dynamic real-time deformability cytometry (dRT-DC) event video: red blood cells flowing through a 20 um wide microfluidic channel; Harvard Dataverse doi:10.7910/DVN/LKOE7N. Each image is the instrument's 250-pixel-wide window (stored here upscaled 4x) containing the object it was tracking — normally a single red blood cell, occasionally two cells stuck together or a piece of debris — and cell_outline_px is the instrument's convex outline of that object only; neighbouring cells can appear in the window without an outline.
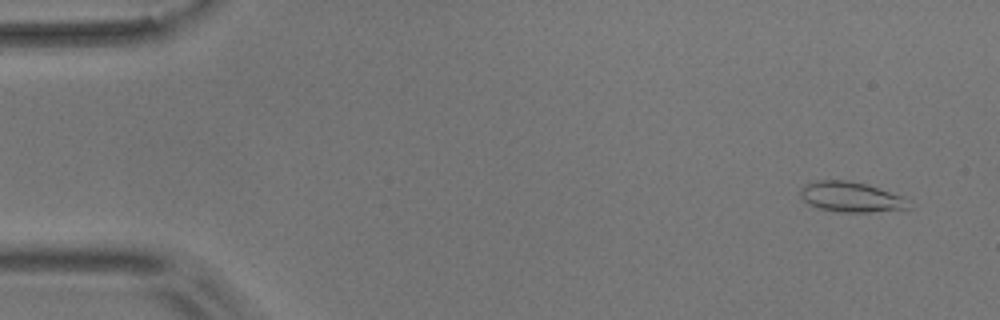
{"species": "common noctule bat (a hibernating species)", "species_latin": "Nyctalus noctula", "temperature_condition": "room temperature", "stored_images_in_passage": 9, "camera_frame_rate_fps": 3000, "um_per_image_px": 0.085, "animal": {"sex": "male", "body_mass_g": 17.9}, "frame": {"image": 1, "passage_image": 1, "time_ms": 0.0, "image_size_px": [1000, 320], "cell_outline_px": [[912, 208], [868, 212], [844, 212], [820, 208], [808, 204], [800, 196], [800, 188], [804, 184], [812, 180], [848, 180], [864, 184], [900, 196]], "centroid_in_image_um": [72.23, 16.73], "position_along_channel_um": 12.8, "area_um2": 18.67}}
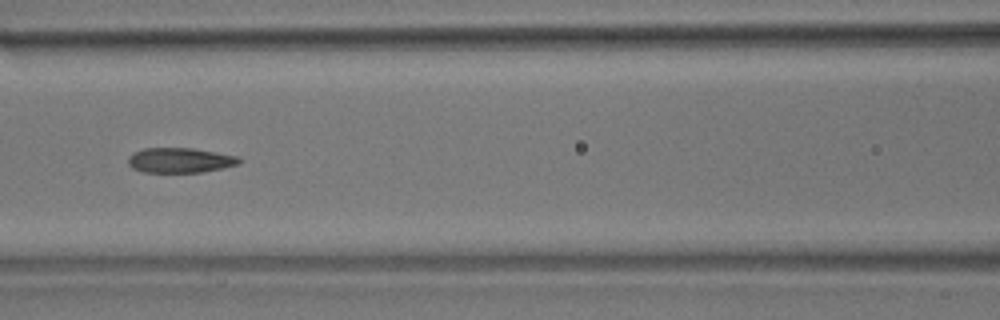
{"frame": {"image": 2, "passage_image": 7, "time_ms": 7.0, "image_size_px": [1000, 320], "cell_outline_px": [[244, 160], [240, 164], [224, 168], [204, 172], [144, 172], [132, 168], [128, 164], [128, 156], [132, 152], [144, 148], [192, 148], [216, 152], [236, 156]], "centroid_in_image_um": [15.31, 13.62], "position_along_channel_um": 151.3, "area_um2": 16.36}}
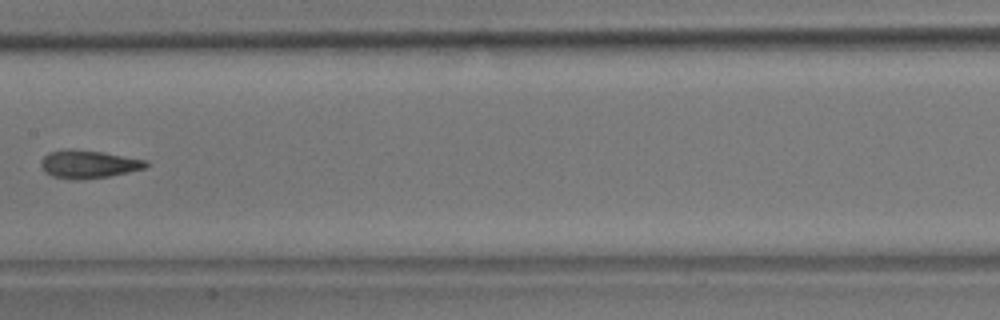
{"frame": {"image": 3, "passage_image": 8, "time_ms": 8.333, "image_size_px": [1000, 320], "cell_outline_px": [[148, 164], [144, 168], [128, 172], [108, 176], [80, 180], [76, 180], [52, 176], [44, 172], [40, 164], [40, 160], [48, 152], [68, 148], [104, 152], [148, 160]], "centroid_in_image_um": [7.48, 13.94], "position_along_channel_um": 199.9, "area_um2": 17.28}}